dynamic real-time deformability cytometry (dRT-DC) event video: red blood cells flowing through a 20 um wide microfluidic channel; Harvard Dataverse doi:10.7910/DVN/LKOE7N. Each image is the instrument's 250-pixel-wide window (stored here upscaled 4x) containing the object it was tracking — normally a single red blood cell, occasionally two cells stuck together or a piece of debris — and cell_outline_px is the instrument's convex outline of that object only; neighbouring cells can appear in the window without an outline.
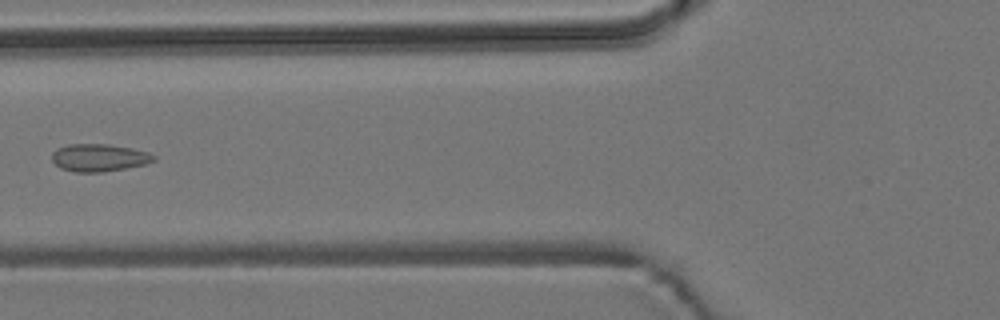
{"species": "common noctule bat (a hibernating species)", "species_latin": "Nyctalus noctula", "temperature_condition": "room temperature", "stored_images_in_passage": 4, "camera_frame_rate_fps": 3000, "um_per_image_px": 0.085, "animal": {"sex": "male", "body_mass_g": 19.2, "forearm_length_mm": 51.8}, "frame": {"image": 1, "passage_image": 3, "time_ms": 3.333, "image_size_px": [1000, 320], "cell_outline_px": [[156, 160], [144, 164], [124, 168], [100, 172], [76, 172], [60, 168], [52, 160], [52, 152], [56, 148], [68, 144], [108, 144], [132, 148], [148, 152], [156, 156]], "centroid_in_image_um": [8.4, 13.39], "position_along_channel_um": 117.4, "area_um2": 16.3}}
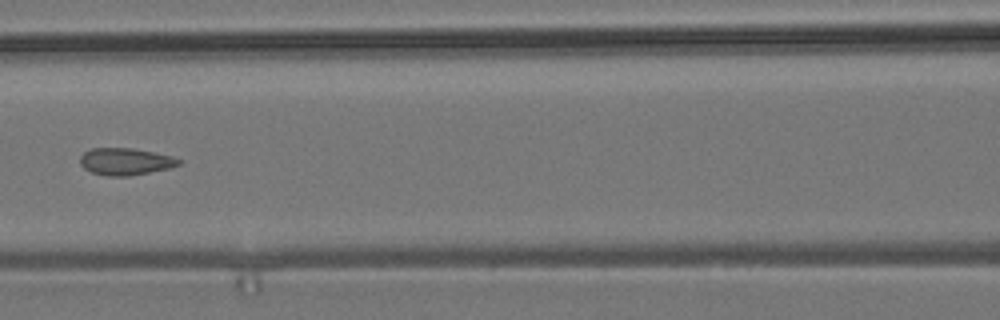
{"frame": {"image": 2, "passage_image": 4, "time_ms": 4.333, "image_size_px": [1000, 320], "cell_outline_px": [[184, 160], [180, 164], [168, 168], [128, 176], [108, 176], [92, 172], [84, 168], [80, 164], [80, 156], [84, 152], [92, 148], [132, 148], [172, 156]], "centroid_in_image_um": [10.66, 13.72], "position_along_channel_um": 155.9, "area_um2": 15.43}}